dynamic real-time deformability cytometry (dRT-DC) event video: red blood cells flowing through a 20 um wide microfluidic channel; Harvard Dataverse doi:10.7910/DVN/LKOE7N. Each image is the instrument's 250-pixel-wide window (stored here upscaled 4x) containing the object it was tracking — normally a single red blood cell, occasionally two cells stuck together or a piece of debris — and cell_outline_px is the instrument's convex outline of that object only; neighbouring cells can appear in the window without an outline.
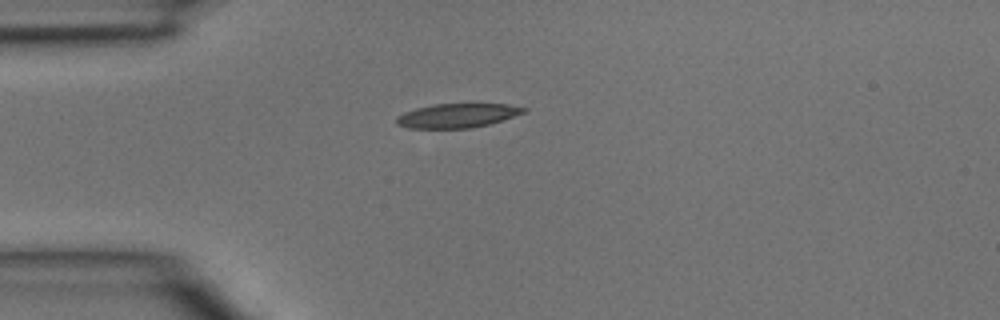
{"species": "common noctule bat (a hibernating species)", "species_latin": "Nyctalus noctula", "temperature_condition": "room temperature", "stored_images_in_passage": 1, "camera_frame_rate_fps": 3000, "um_per_image_px": 0.085, "animal": {"sex": "male", "body_mass_g": 15.6}, "frame": {"image": 1, "passage_image": 1, "time_ms": 0.0, "image_size_px": [1000, 320], "cell_outline_px": [[528, 108], [524, 112], [488, 124], [472, 128], [408, 128], [396, 124], [396, 116], [404, 112], [416, 108], [432, 104], [508, 104]], "centroid_in_image_um": [38.81, 9.82], "position_along_channel_um": 46.2, "area_um2": 17.74}}